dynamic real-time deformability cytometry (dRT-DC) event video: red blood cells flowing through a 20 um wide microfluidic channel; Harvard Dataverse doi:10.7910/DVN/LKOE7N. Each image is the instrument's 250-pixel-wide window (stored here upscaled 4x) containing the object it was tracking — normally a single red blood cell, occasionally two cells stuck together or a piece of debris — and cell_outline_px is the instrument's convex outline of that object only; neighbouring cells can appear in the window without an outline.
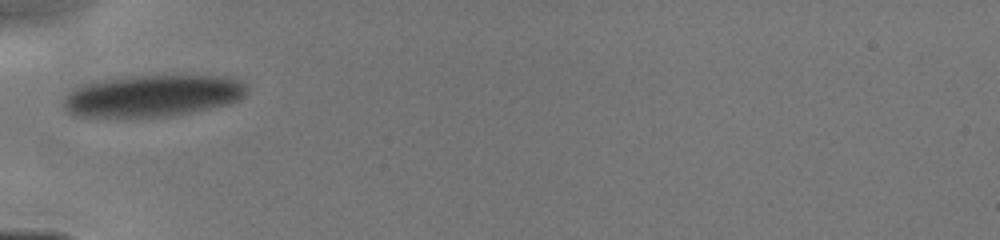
{"species": "human", "species_latin": "Homo sapiens", "temperature_condition": "cold", "stored_images_in_passage": 29, "camera_frame_rate_fps": 3000, "um_per_image_px": 0.085, "donor": {"sex": "male"}, "frame": {"image": 1, "passage_image": 1, "time_ms": 0.0, "image_size_px": [1000, 240], "cell_outline_px": [[248, 92], [244, 96], [228, 104], [192, 112], [168, 116], [72, 116], [64, 112], [64, 96], [72, 88], [92, 80], [124, 76], [228, 76], [244, 84]], "centroid_in_image_um": [12.88, 8.13], "position_along_channel_um": 72.1, "area_um2": 44.8}}
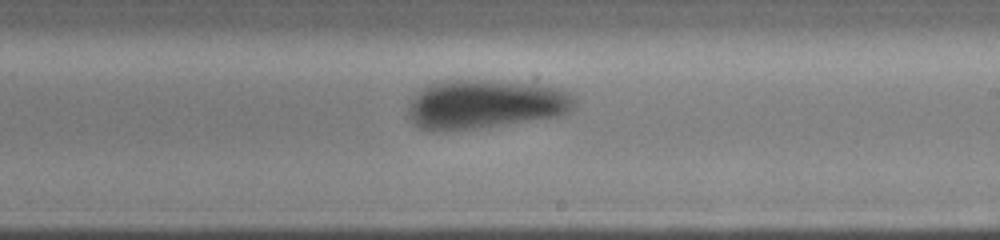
{"frame": {"image": 2, "passage_image": 17, "time_ms": 4.0, "image_size_px": [1000, 240], "cell_outline_px": [[576, 108], [560, 116], [476, 128], [432, 132], [420, 128], [408, 116], [408, 104], [428, 84], [444, 80], [492, 80], [528, 84], [556, 88], [572, 92], [576, 96]], "centroid_in_image_um": [41.27, 8.86], "position_along_channel_um": 247.7, "area_um2": 47.51}}
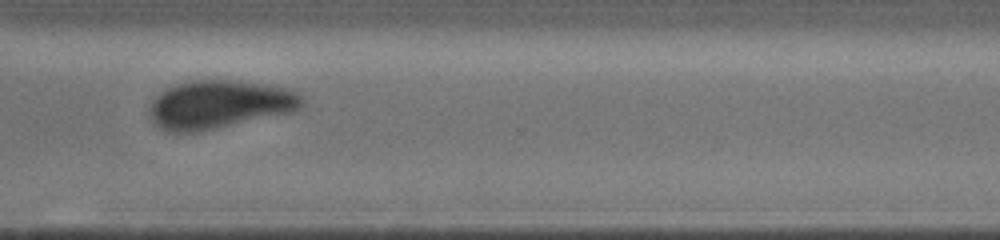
{"frame": {"image": 3, "passage_image": 28, "time_ms": 6.333, "image_size_px": [1000, 240], "cell_outline_px": [[304, 104], [300, 108], [292, 112], [200, 132], [168, 132], [152, 124], [148, 112], [148, 108], [152, 100], [164, 88], [188, 80], [228, 80], [264, 84], [292, 88], [304, 100]], "centroid_in_image_um": [18.6, 8.88], "position_along_channel_um": 352.0, "area_um2": 43.52}}